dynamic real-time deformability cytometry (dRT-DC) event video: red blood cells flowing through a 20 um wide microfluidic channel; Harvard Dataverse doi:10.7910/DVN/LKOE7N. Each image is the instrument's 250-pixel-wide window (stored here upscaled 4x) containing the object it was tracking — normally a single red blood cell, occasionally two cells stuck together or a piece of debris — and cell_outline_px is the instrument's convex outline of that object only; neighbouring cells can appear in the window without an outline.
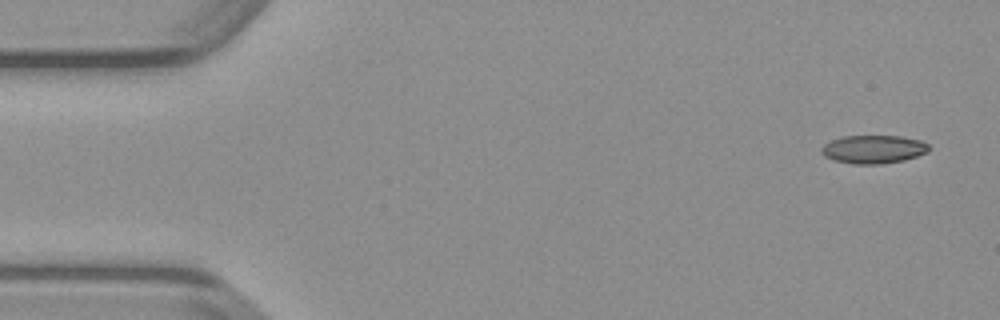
{"species": "common noctule bat (a hibernating species)", "species_latin": "Nyctalus noctula", "temperature_condition": "warm", "stored_images_in_passage": 47, "camera_frame_rate_fps": 3000, "um_per_image_px": 0.085, "animal": {"sex": "male", "body_mass_g": 23.1, "forearm_length_mm": 52.7}, "frame": {"image": 1, "passage_image": 1, "time_ms": 0.0, "image_size_px": [1000, 320], "cell_outline_px": [[928, 152], [904, 160], [880, 164], [852, 164], [832, 160], [824, 156], [820, 152], [820, 148], [824, 144], [832, 140], [844, 136], [900, 136], [920, 140], [928, 144]], "centroid_in_image_um": [74.2, 12.69], "position_along_channel_um": 10.8, "area_um2": 17.74}}
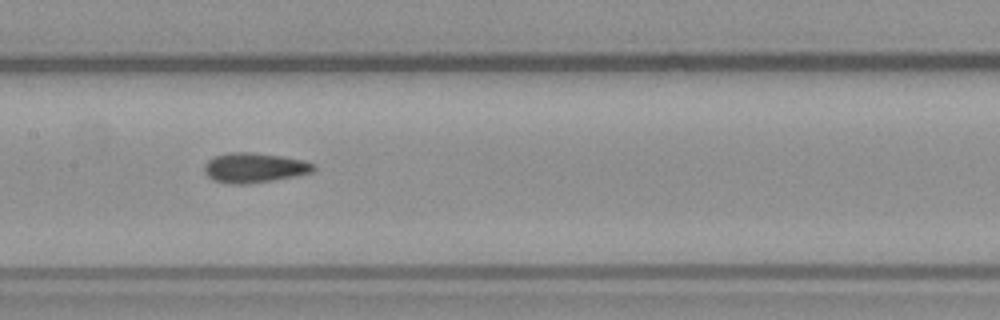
{"frame": {"image": 2, "passage_image": 22, "time_ms": 7.0, "image_size_px": [1000, 320], "cell_outline_px": [[316, 168], [312, 172], [276, 180], [248, 184], [232, 184], [212, 180], [204, 172], [204, 164], [212, 156], [228, 152], [252, 152], [280, 156], [304, 160], [316, 164]], "centroid_in_image_um": [21.6, 14.25], "position_along_channel_um": 185.8, "area_um2": 19.25}}
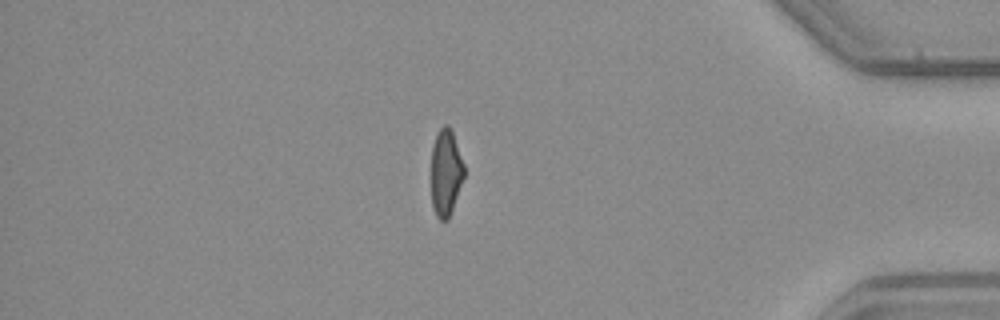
{"frame": {"image": 3, "passage_image": 40, "time_ms": 13.0, "image_size_px": [1000, 320], "cell_outline_px": [[464, 176], [448, 220], [440, 220], [436, 216], [432, 208], [432, 144], [440, 128], [444, 124], [448, 124], [452, 128], [464, 164]], "centroid_in_image_um": [37.9, 14.63], "position_along_channel_um": 397.3, "area_um2": 16.65}}